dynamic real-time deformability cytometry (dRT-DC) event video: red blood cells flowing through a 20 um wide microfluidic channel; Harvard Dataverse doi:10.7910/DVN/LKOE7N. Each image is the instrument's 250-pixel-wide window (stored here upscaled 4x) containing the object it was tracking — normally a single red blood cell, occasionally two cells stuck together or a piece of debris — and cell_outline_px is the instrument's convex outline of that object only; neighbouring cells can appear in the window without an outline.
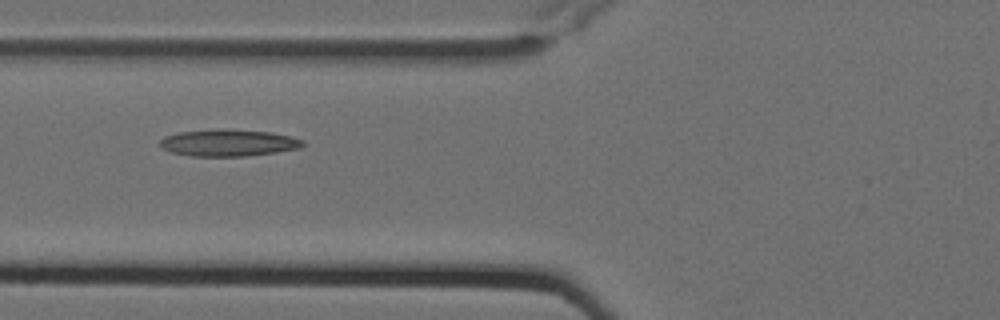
{"species": "Egyptian fruit bat (a non-hibernating species)", "species_latin": "Rousettus aegyptiacus", "temperature_condition": "cold", "stored_images_in_passage": 13, "camera_frame_rate_fps": 3000, "um_per_image_px": 0.085, "animal": {"sex": "female"}, "frame": {"image": 1, "passage_image": 5, "time_ms": 1.333, "image_size_px": [1000, 320], "cell_outline_px": [[304, 144], [300, 148], [276, 152], [244, 156], [192, 156], [172, 152], [164, 148], [160, 144], [160, 140], [164, 136], [180, 132], [272, 132], [292, 136], [304, 140]], "centroid_in_image_um": [19.47, 12.19], "position_along_channel_um": 106.3, "area_um2": 21.04}}
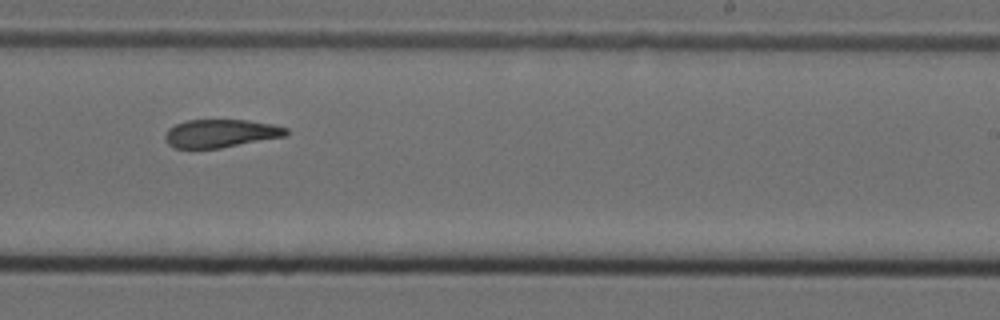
{"frame": {"image": 2, "passage_image": 9, "time_ms": 2.667, "image_size_px": [1000, 320], "cell_outline_px": [[288, 136], [220, 148], [172, 148], [164, 140], [164, 136], [168, 128], [176, 124], [188, 120], [248, 120], [272, 124], [288, 128]], "centroid_in_image_um": [18.76, 11.34], "position_along_channel_um": 270.2, "area_um2": 20.0}}
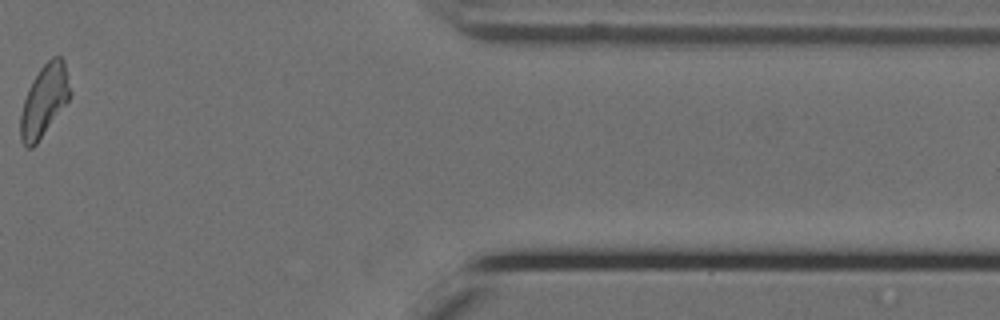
{"frame": {"image": 3, "passage_image": 12, "time_ms": 3.667, "image_size_px": [1000, 320], "cell_outline_px": [[72, 92], [68, 100], [36, 144], [32, 148], [28, 148], [20, 140], [20, 116], [24, 100], [28, 88], [32, 80], [40, 68], [52, 56], [60, 56], [64, 60]], "centroid_in_image_um": [3.75, 8.52], "position_along_channel_um": 407.6, "area_um2": 20.58}}